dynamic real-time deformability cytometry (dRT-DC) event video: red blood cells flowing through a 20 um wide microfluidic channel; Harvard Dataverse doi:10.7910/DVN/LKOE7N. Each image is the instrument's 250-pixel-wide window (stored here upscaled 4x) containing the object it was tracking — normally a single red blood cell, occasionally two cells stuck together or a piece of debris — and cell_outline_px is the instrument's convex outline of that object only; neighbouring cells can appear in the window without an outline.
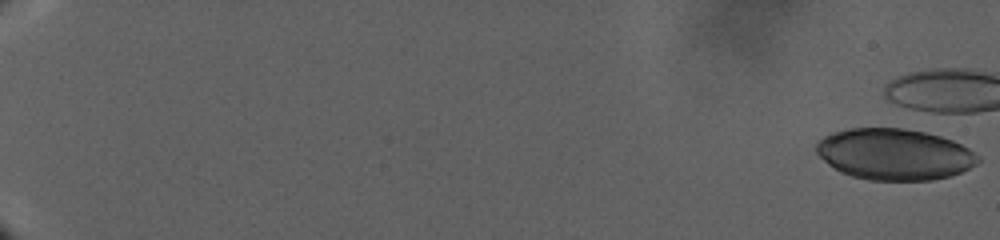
{"species": "human", "species_latin": "Homo sapiens", "temperature_condition": "warm", "stored_images_in_passage": 7, "camera_frame_rate_fps": 3000, "um_per_image_px": 0.085, "donor": {"sex": "male"}, "frame": {"image": 1, "passage_image": 1, "time_ms": 0.0, "image_size_px": [1000, 240], "cell_outline_px": [[980, 160], [976, 164], [960, 172], [948, 176], [932, 180], [868, 180], [852, 176], [840, 172], [828, 164], [816, 152], [816, 144], [824, 136], [832, 132], [848, 128], [904, 128], [924, 132], [940, 136], [952, 140], [968, 148], [980, 156]], "centroid_in_image_um": [76.01, 13.11], "position_along_channel_um": 9.0, "area_um2": 48.21}}